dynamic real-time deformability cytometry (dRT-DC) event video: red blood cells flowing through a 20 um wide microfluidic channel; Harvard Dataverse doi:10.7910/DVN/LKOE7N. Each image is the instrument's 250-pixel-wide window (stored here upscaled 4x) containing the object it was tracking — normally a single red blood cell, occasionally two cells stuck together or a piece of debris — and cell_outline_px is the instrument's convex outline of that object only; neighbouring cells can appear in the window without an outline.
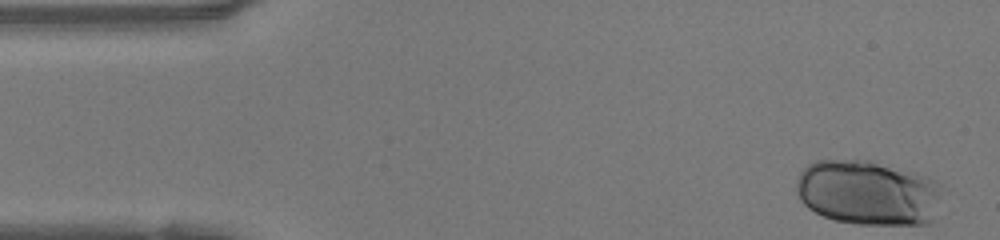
{"species": "human", "species_latin": "Homo sapiens", "temperature_condition": "warm", "stored_images_in_passage": 47, "camera_frame_rate_fps": 3000, "um_per_image_px": 0.085, "donor": {"sex": "female"}, "frame": {"image": 1, "passage_image": 1, "time_ms": 0.0, "image_size_px": [1000, 240], "cell_outline_px": [[940, 184], [932, 220], [928, 224], [856, 224], [836, 220], [824, 216], [808, 208], [800, 200], [796, 192], [796, 180], [800, 172], [808, 164], [816, 160], [872, 160], [912, 172], [924, 176]], "centroid_in_image_um": [73.7, 16.37], "position_along_channel_um": 11.3, "area_um2": 54.79}}
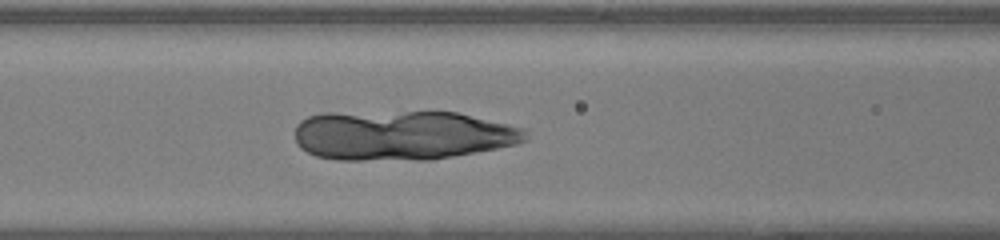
{"frame": {"image": 2, "passage_image": 18, "time_ms": 5.667, "image_size_px": [1000, 240], "cell_outline_px": [[528, 140], [516, 144], [496, 148], [432, 160], [336, 160], [316, 156], [300, 148], [296, 144], [296, 124], [300, 120], [308, 116], [324, 112], [456, 112], [508, 124], [524, 128]], "centroid_in_image_um": [34.14, 11.5], "position_along_channel_um": 132.5, "area_um2": 67.11}}
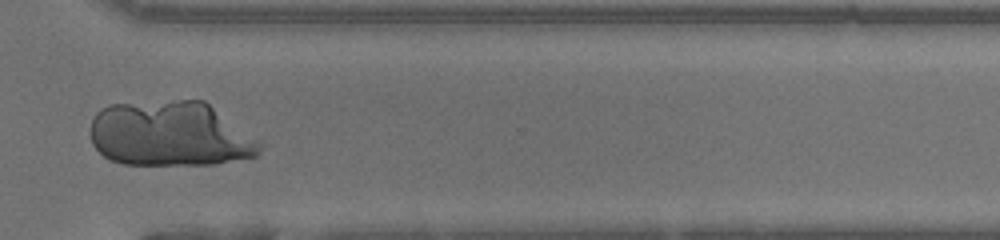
{"frame": {"image": 3, "passage_image": 34, "time_ms": 11.0, "image_size_px": [1000, 240], "cell_outline_px": [[260, 152], [256, 156], [212, 164], [124, 164], [108, 160], [92, 144], [88, 132], [92, 120], [96, 112], [100, 108], [108, 104], [180, 100], [204, 100], [260, 144]], "centroid_in_image_um": [14.34, 11.39], "position_along_channel_um": 356.3, "area_um2": 63.81}}